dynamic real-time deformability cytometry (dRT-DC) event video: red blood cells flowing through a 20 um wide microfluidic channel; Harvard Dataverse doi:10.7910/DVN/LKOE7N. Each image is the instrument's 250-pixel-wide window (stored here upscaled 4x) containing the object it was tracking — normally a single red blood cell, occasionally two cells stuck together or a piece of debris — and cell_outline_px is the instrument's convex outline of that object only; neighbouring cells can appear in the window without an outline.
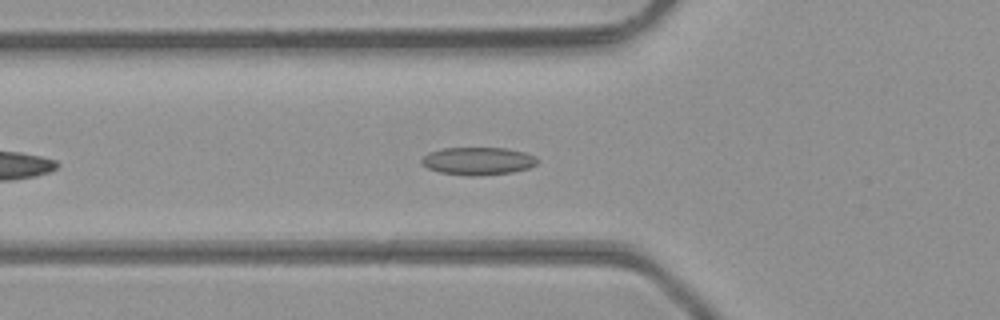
{"species": "common noctule bat (a hibernating species)", "species_latin": "Nyctalus noctula", "temperature_condition": "room temperature", "stored_images_in_passage": 24, "camera_frame_rate_fps": 3000, "um_per_image_px": 0.085, "animal": {"sex": "male", "body_mass_g": 23.1, "forearm_length_mm": 52.7}, "frame": {"image": 1, "passage_image": 7, "time_ms": 2.0, "image_size_px": [1000, 320], "cell_outline_px": [[540, 160], [536, 164], [528, 168], [512, 172], [480, 176], [464, 176], [440, 172], [428, 168], [420, 164], [420, 160], [428, 152], [440, 148], [508, 148], [524, 152], [536, 156]], "centroid_in_image_um": [40.61, 13.69], "position_along_channel_um": 85.2, "area_um2": 19.02}}
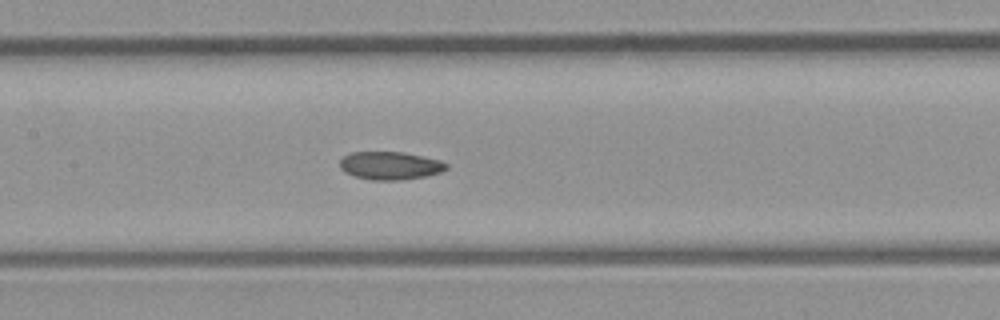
{"frame": {"image": 2, "passage_image": 13, "time_ms": 4.0, "image_size_px": [1000, 320], "cell_outline_px": [[448, 168], [440, 172], [424, 176], [400, 180], [372, 180], [356, 176], [344, 172], [340, 168], [340, 160], [348, 152], [404, 152], [440, 160], [448, 164]], "centroid_in_image_um": [33.15, 14.07], "position_along_channel_um": 174.3, "area_um2": 17.34}}
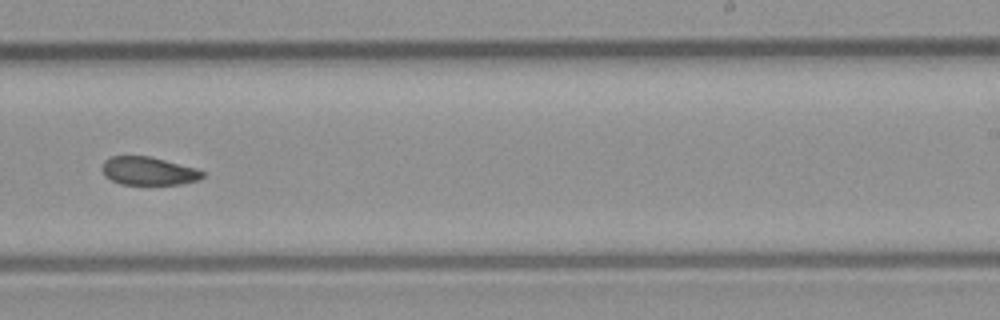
{"frame": {"image": 3, "passage_image": 20, "time_ms": 6.333, "image_size_px": [1000, 320], "cell_outline_px": [[204, 176], [200, 180], [180, 184], [120, 184], [104, 176], [104, 160], [112, 156], [148, 156], [196, 168], [204, 172]], "centroid_in_image_um": [12.65, 14.54], "position_along_channel_um": 276.4, "area_um2": 16.3}}